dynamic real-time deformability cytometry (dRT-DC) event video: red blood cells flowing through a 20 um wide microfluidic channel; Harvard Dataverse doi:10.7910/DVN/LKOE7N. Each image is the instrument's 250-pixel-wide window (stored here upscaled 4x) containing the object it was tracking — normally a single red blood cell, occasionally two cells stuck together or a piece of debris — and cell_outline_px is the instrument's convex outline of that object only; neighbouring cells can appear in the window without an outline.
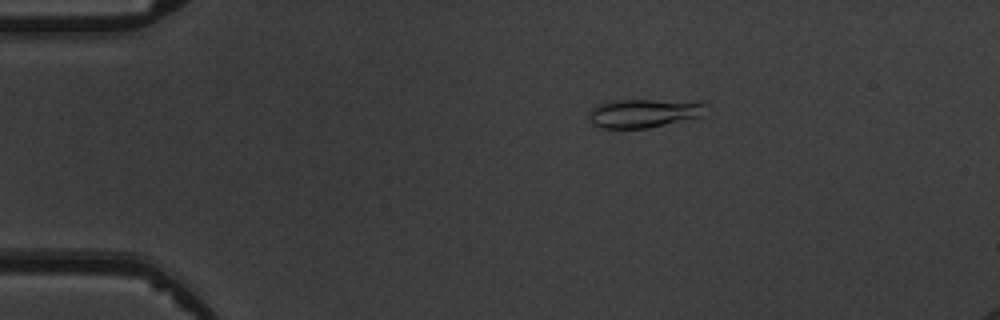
{"species": "common noctule bat (a hibernating species)", "species_latin": "Nyctalus noctula", "temperature_condition": "warm", "stored_images_in_passage": 6, "camera_frame_rate_fps": 3000, "um_per_image_px": 0.085, "animal": {"sex": "male", "body_mass_g": 19.5, "forearm_length_mm": 54.6}, "frame": {"image": 1, "passage_image": 1, "time_ms": 0.0, "image_size_px": [1000, 320], "cell_outline_px": [[708, 116], [648, 128], [600, 128], [592, 124], [588, 116], [588, 112], [596, 104], [612, 100], [704, 100], [708, 104]], "centroid_in_image_um": [54.87, 9.6], "position_along_channel_um": 30.1, "area_um2": 20.58}}
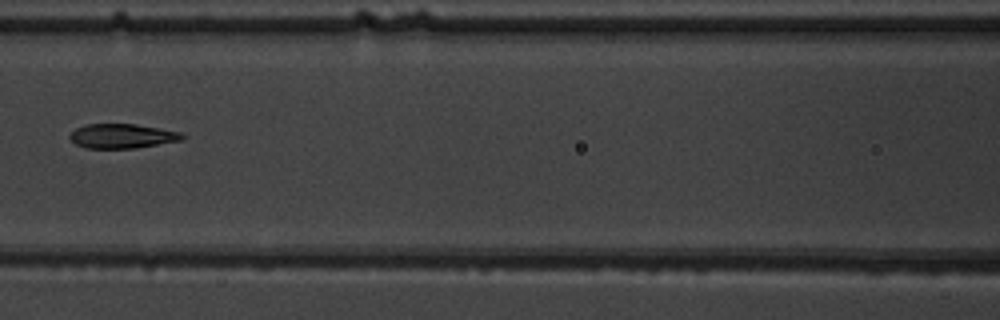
{"frame": {"image": 2, "passage_image": 5, "time_ms": 4.667, "image_size_px": [1000, 320], "cell_outline_px": [[184, 140], [136, 148], [84, 148], [76, 144], [68, 136], [76, 128], [84, 124], [136, 124], [180, 132], [184, 136]], "centroid_in_image_um": [10.38, 11.56], "position_along_channel_um": 156.2, "area_um2": 16.01}}
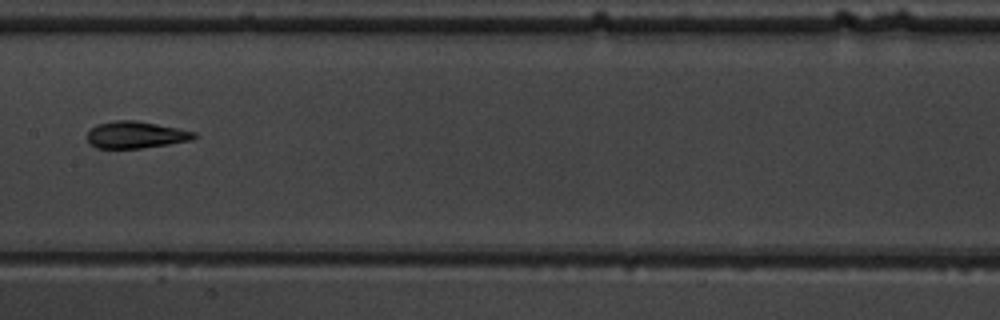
{"frame": {"image": 3, "passage_image": 6, "time_ms": 5.667, "image_size_px": [1000, 320], "cell_outline_px": [[196, 136], [192, 140], [168, 144], [140, 148], [96, 148], [88, 144], [88, 132], [92, 128], [100, 124], [116, 120], [136, 120], [196, 132]], "centroid_in_image_um": [11.53, 11.47], "position_along_channel_um": 195.9, "area_um2": 16.53}}